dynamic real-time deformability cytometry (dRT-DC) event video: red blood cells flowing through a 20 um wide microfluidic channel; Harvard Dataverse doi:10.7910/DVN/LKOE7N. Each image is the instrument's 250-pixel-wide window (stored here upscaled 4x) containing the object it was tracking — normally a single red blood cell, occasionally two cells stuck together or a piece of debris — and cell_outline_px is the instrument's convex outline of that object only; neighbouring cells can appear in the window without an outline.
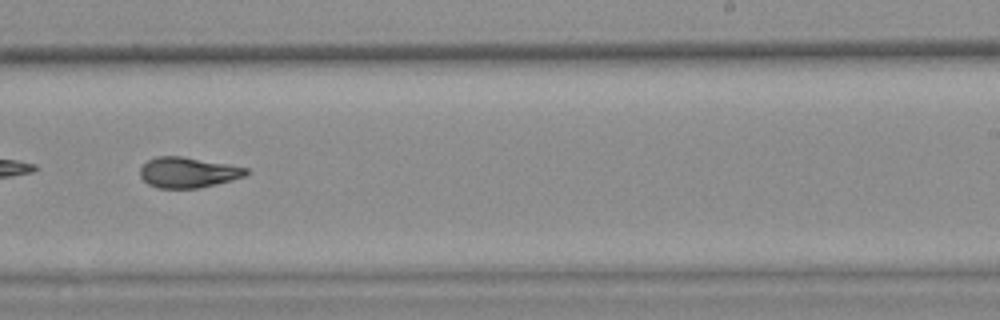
{"species": "common noctule bat (a hibernating species)", "species_latin": "Nyctalus noctula", "temperature_condition": "warm", "stored_images_in_passage": 32, "camera_frame_rate_fps": 3000, "um_per_image_px": 0.085, "animal": {"sex": "female", "body_mass_g": 25.1}, "frame": {"image": 1, "passage_image": 19, "time_ms": 6.0, "image_size_px": [1000, 320], "cell_outline_px": [[248, 172], [244, 176], [232, 180], [216, 184], [196, 188], [156, 188], [148, 184], [140, 176], [140, 168], [148, 160], [156, 156], [180, 156], [248, 168]], "centroid_in_image_um": [15.94, 14.66], "position_along_channel_um": 273.1, "area_um2": 18.61}, "authors_computed_cell_mechanics": {"area_um2": 18.9584, "velocity_mm_per_s": 3.8, "shape_relaxation_time_tau1_ms": null, "shape_relaxation_time_tau2_ms": 3.7243, "deformation_change_tau1": null, "deformation_change_tau2": 0.1196}}